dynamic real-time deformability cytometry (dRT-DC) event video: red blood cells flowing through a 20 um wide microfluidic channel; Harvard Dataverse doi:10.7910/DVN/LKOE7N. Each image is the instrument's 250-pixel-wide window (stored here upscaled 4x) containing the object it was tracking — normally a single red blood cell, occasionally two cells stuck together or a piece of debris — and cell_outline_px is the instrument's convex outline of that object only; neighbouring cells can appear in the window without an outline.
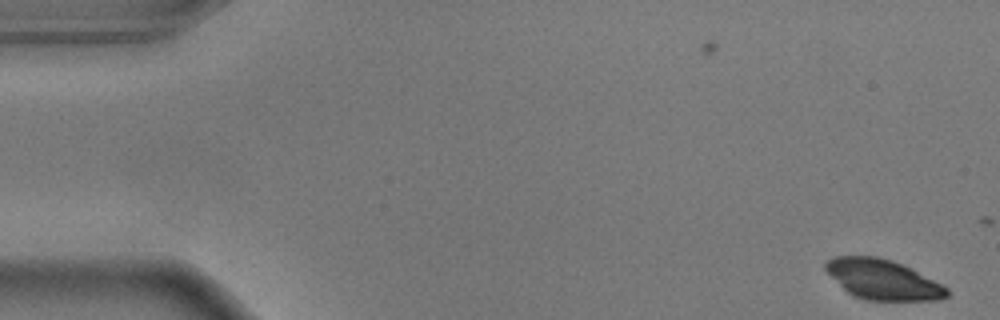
{"species": "common noctule bat (a hibernating species)", "species_latin": "Nyctalus noctula", "temperature_condition": "warm", "stored_images_in_passage": 13, "camera_frame_rate_fps": 3000, "um_per_image_px": 0.085, "animal": {"sex": "male", "body_mass_g": 17.9}, "frame": {"image": 1, "passage_image": 1, "time_ms": 0.0, "image_size_px": [1000, 320], "cell_outline_px": [[948, 296], [940, 300], [864, 300], [852, 296], [824, 268], [824, 264], [832, 256], [876, 256], [892, 260], [912, 268], [948, 288]], "centroid_in_image_um": [75.04, 23.76], "position_along_channel_um": 10.0, "area_um2": 28.15}}